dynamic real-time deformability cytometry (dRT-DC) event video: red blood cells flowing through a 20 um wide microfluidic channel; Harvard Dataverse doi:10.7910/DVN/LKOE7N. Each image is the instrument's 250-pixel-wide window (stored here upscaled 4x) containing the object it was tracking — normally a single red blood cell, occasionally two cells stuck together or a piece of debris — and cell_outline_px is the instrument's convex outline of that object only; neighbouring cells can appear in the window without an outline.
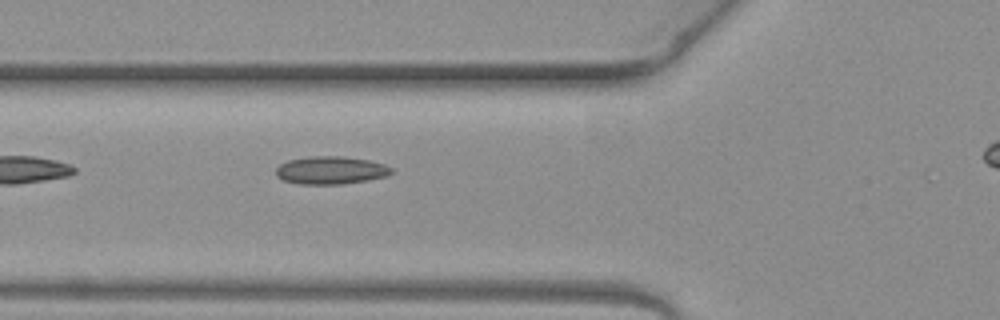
{"species": "common noctule bat (a hibernating species)", "species_latin": "Nyctalus noctula", "temperature_condition": "warm", "stored_images_in_passage": 6, "camera_frame_rate_fps": 3000, "um_per_image_px": 0.085, "animal": {"sex": "female", "body_mass_g": 19.3, "forearm_length_mm": 54.1}, "frame": {"image": 1, "passage_image": 5, "time_ms": 1.333, "image_size_px": [1000, 320], "cell_outline_px": [[392, 172], [384, 176], [364, 180], [340, 184], [300, 184], [284, 180], [276, 176], [276, 168], [280, 164], [288, 160], [308, 156], [344, 156], [368, 160], [384, 164], [392, 168]], "centroid_in_image_um": [28.07, 14.46], "position_along_channel_um": 97.7, "area_um2": 18.55}}